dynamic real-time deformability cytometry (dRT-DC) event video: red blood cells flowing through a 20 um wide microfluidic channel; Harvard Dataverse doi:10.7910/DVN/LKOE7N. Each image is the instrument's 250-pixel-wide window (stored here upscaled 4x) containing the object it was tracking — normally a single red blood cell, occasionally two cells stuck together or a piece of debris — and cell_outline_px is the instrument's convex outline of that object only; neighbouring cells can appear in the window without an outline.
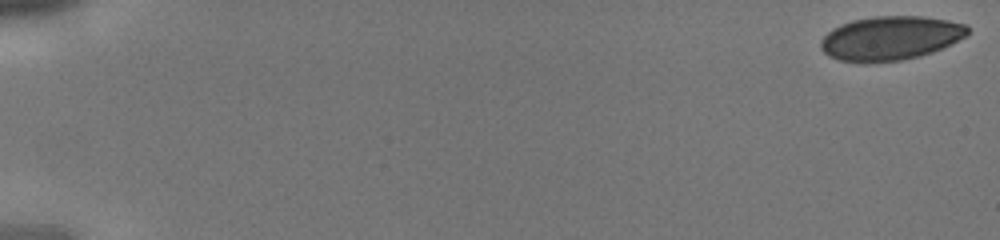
{"species": "human", "species_latin": "Homo sapiens", "temperature_condition": "cold", "stored_images_in_passage": 7, "camera_frame_rate_fps": 3000, "um_per_image_px": 0.085, "donor": {"sex": "male"}, "frame": {"image": 1, "passage_image": 1, "time_ms": 0.0, "image_size_px": [1000, 240], "cell_outline_px": [[968, 32], [964, 36], [932, 52], [920, 56], [900, 60], [868, 64], [840, 60], [828, 56], [820, 48], [820, 40], [832, 28], [840, 24], [852, 20], [876, 16], [924, 16], [948, 20], [968, 24]], "centroid_in_image_um": [75.63, 3.25], "position_along_channel_um": 9.4, "area_um2": 37.8}}
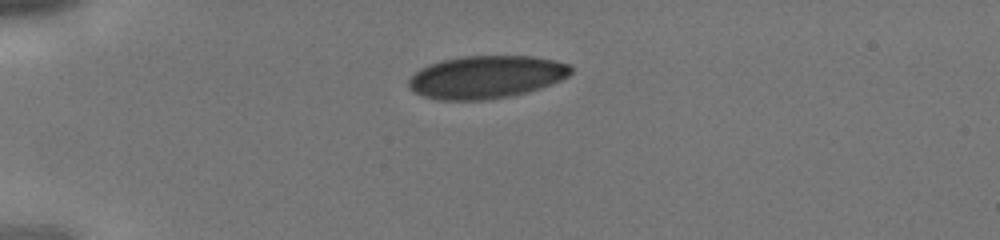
{"frame": {"image": 2, "passage_image": 6, "time_ms": 1.667, "image_size_px": [1000, 240], "cell_outline_px": [[572, 72], [568, 76], [552, 84], [528, 92], [508, 96], [484, 100], [440, 100], [424, 96], [408, 88], [408, 80], [420, 68], [428, 64], [440, 60], [464, 56], [532, 56], [556, 60], [568, 64], [572, 68]], "centroid_in_image_um": [41.33, 6.54], "position_along_channel_um": 43.7, "area_um2": 40.46}}